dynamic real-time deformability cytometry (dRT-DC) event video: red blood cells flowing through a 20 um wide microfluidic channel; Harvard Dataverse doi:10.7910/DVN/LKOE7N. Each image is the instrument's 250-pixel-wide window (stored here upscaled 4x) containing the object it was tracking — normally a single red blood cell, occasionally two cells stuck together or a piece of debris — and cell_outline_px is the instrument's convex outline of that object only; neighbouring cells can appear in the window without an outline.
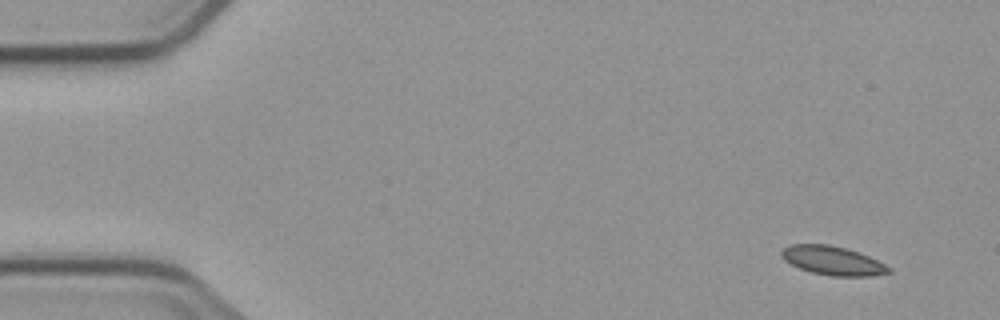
{"species": "common noctule bat (a hibernating species)", "species_latin": "Nyctalus noctula", "temperature_condition": "cold", "stored_images_in_passage": 9, "camera_frame_rate_fps": 3000, "um_per_image_px": 0.085, "animal": {"sex": "male", "body_mass_g": 23.1, "forearm_length_mm": 52.7}, "frame": {"image": 1, "passage_image": 1, "time_ms": 0.0, "image_size_px": [1000, 320], "cell_outline_px": [[892, 272], [872, 276], [832, 276], [812, 272], [800, 268], [784, 260], [780, 256], [780, 252], [784, 248], [792, 244], [828, 244], [844, 248], [868, 256], [892, 268]], "centroid_in_image_um": [70.77, 22.16], "position_along_channel_um": 14.2, "area_um2": 17.86}}
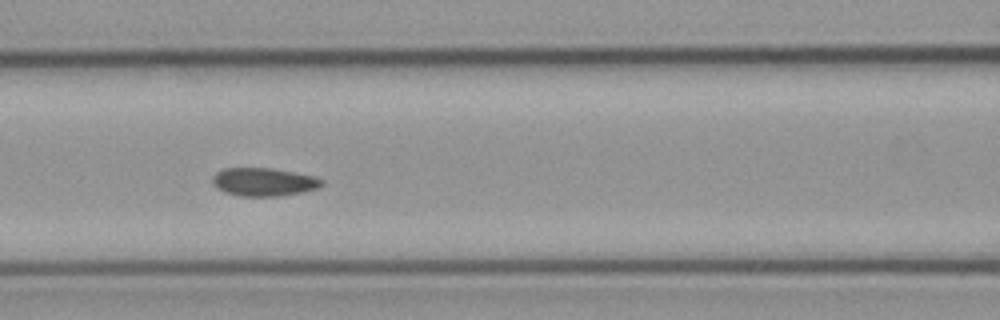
{"frame": {"image": 2, "passage_image": 6, "time_ms": 6.667, "image_size_px": [1000, 320], "cell_outline_px": [[324, 184], [320, 188], [304, 192], [280, 196], [240, 196], [224, 192], [216, 188], [212, 184], [212, 176], [216, 172], [224, 168], [272, 168], [312, 176], [324, 180]], "centroid_in_image_um": [22.41, 15.47], "position_along_channel_um": 144.2, "area_um2": 18.15}}
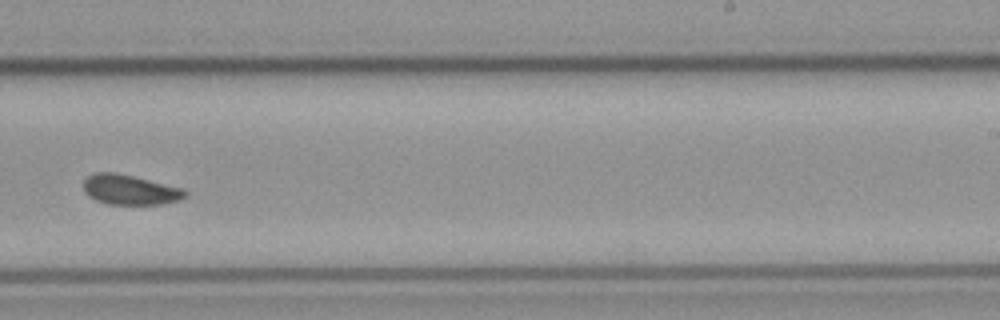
{"frame": {"image": 3, "passage_image": 9, "time_ms": 10.333, "image_size_px": [1000, 320], "cell_outline_px": [[188, 196], [180, 200], [160, 204], [108, 204], [96, 200], [88, 196], [84, 192], [84, 180], [92, 172], [116, 172], [184, 188], [188, 192]], "centroid_in_image_um": [11.06, 16.12], "position_along_channel_um": 277.9, "area_um2": 17.92}}